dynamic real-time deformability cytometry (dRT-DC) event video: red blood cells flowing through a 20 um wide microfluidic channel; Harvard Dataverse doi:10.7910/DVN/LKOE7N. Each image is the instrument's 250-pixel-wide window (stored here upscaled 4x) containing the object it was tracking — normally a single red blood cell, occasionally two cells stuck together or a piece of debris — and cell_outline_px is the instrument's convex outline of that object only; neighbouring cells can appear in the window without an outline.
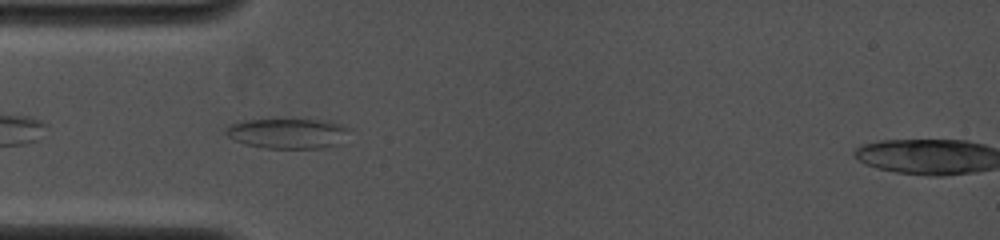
{"species": "common noctule bat (a hibernating species)", "species_latin": "Nyctalus noctula", "temperature_condition": "cold", "stored_images_in_passage": 31, "camera_frame_rate_fps": 4000, "um_per_image_px": 0.085, "animal": {"sex": "female", "body_mass_g": 19.0, "forearm_length_mm": 53.3}, "frame": {"image": 1, "passage_image": 4, "time_ms": 1.0, "image_size_px": [1000, 240], "cell_outline_px": [[352, 128], [336, 144], [320, 148], [264, 148], [244, 144], [228, 136], [224, 132], [224, 128], [228, 124], [244, 120], [328, 120], [344, 124]], "centroid_in_image_um": [24.42, 11.32], "position_along_channel_um": 60.6, "area_um2": 21.68}}
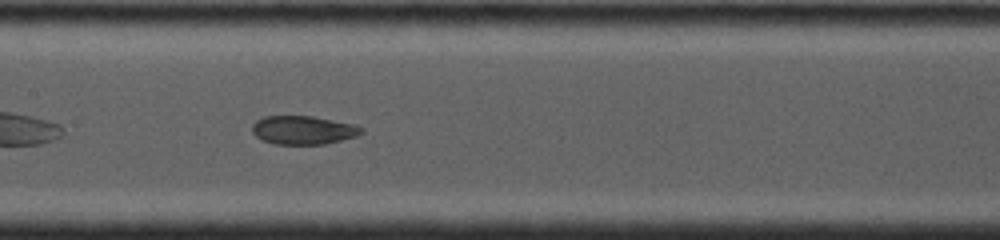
{"frame": {"image": 2, "passage_image": 13, "time_ms": 4.0, "image_size_px": [1000, 240], "cell_outline_px": [[364, 132], [356, 136], [324, 144], [276, 144], [260, 140], [252, 132], [252, 124], [256, 120], [264, 116], [312, 116], [356, 124], [364, 128]], "centroid_in_image_um": [25.77, 11.05], "position_along_channel_um": 181.6, "area_um2": 18.32}}
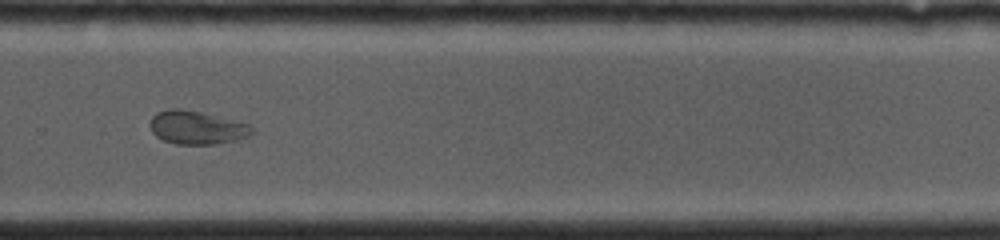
{"frame": {"image": 3, "passage_image": 21, "time_ms": 7.25, "image_size_px": [1000, 240], "cell_outline_px": [[252, 132], [248, 136], [236, 140], [216, 144], [176, 144], [164, 140], [156, 136], [152, 132], [148, 124], [152, 116], [156, 112], [168, 108], [180, 108], [248, 124], [252, 128]], "centroid_in_image_um": [16.64, 10.85], "position_along_channel_um": 313.2, "area_um2": 19.54}}